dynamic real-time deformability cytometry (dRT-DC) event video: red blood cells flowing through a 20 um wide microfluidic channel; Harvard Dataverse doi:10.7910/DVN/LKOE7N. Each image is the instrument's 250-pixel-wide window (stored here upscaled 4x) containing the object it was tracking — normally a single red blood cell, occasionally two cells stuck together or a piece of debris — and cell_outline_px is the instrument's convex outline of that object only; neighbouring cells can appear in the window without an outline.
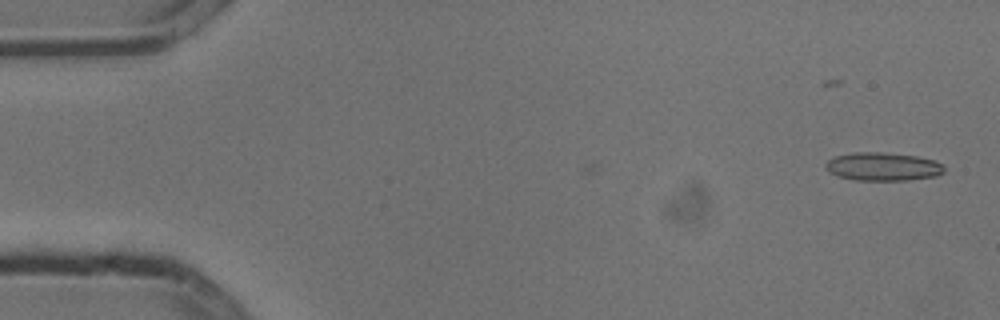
{"species": "common noctule bat (a hibernating species)", "species_latin": "Nyctalus noctula", "temperature_condition": "cold", "stored_images_in_passage": 2, "camera_frame_rate_fps": 3000, "um_per_image_px": 0.085, "animal": {"sex": "male", "body_mass_g": 13.3}, "frame": {"image": 1, "passage_image": 2, "time_ms": 0.333, "image_size_px": [1000, 320], "cell_outline_px": [[944, 172], [936, 176], [908, 180], [856, 180], [836, 176], [828, 172], [824, 168], [824, 164], [832, 156], [852, 152], [880, 152], [916, 156], [932, 160], [940, 164], [944, 168]], "centroid_in_image_um": [74.95, 14.16], "position_along_channel_um": 10.0, "area_um2": 19.65}}